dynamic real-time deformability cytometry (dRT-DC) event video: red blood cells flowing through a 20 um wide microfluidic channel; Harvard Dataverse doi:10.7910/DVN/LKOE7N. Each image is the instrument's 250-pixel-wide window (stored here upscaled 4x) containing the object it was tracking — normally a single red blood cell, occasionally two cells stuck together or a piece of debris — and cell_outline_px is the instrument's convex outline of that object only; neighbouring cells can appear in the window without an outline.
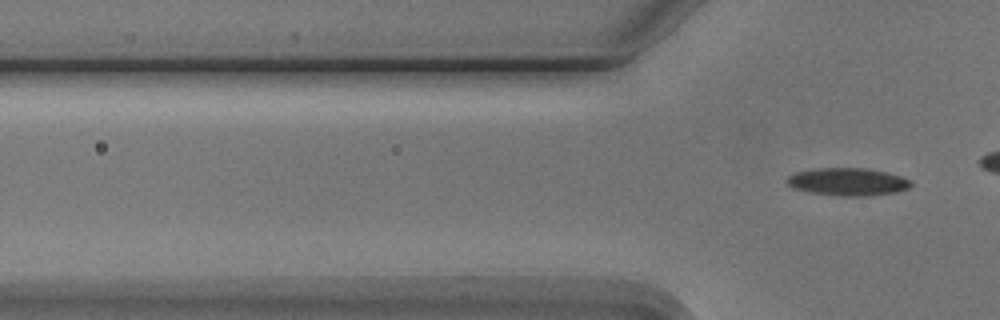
{"species": "Egyptian fruit bat (a non-hibernating species)", "species_latin": "Rousettus aegyptiacus", "temperature_condition": "cold", "stored_images_in_passage": 3, "camera_frame_rate_fps": 3000, "um_per_image_px": 0.085, "animal": {"sex": "male"}, "frame": {"image": 1, "passage_image": 3, "time_ms": 2.333, "image_size_px": [1000, 320], "cell_outline_px": [[912, 184], [908, 188], [896, 192], [868, 196], [840, 196], [808, 192], [792, 188], [784, 180], [788, 176], [796, 172], [816, 168], [868, 168], [888, 172], [912, 180]], "centroid_in_image_um": [72.05, 15.45], "position_along_channel_um": 53.7, "area_um2": 20.23}}